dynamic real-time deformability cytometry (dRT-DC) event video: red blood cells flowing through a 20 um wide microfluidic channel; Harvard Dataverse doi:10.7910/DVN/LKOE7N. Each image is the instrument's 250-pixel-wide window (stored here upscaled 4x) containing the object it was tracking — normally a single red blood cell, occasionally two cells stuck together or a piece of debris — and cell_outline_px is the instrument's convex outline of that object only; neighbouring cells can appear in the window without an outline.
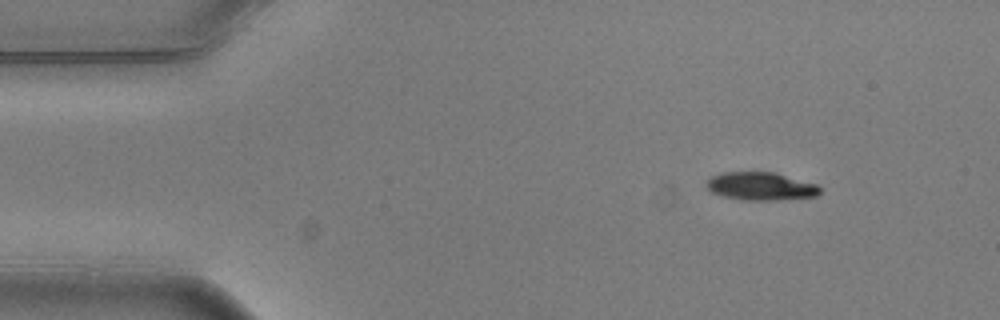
{"species": "common noctule bat (a hibernating species)", "species_latin": "Nyctalus noctula", "temperature_condition": "warm", "stored_images_in_passage": 4, "camera_frame_rate_fps": 3000, "um_per_image_px": 0.085, "animal": {"sex": "male", "body_mass_g": 20.5, "forearm_length_mm": 52.5}, "frame": {"image": 1, "passage_image": 1, "time_ms": 0.0, "image_size_px": [1000, 320], "cell_outline_px": [[820, 192], [816, 196], [780, 200], [740, 200], [724, 196], [712, 192], [708, 188], [708, 180], [712, 176], [724, 172], [776, 172], [816, 184], [820, 188]], "centroid_in_image_um": [64.69, 15.83], "position_along_channel_um": 20.3, "area_um2": 18.44}}